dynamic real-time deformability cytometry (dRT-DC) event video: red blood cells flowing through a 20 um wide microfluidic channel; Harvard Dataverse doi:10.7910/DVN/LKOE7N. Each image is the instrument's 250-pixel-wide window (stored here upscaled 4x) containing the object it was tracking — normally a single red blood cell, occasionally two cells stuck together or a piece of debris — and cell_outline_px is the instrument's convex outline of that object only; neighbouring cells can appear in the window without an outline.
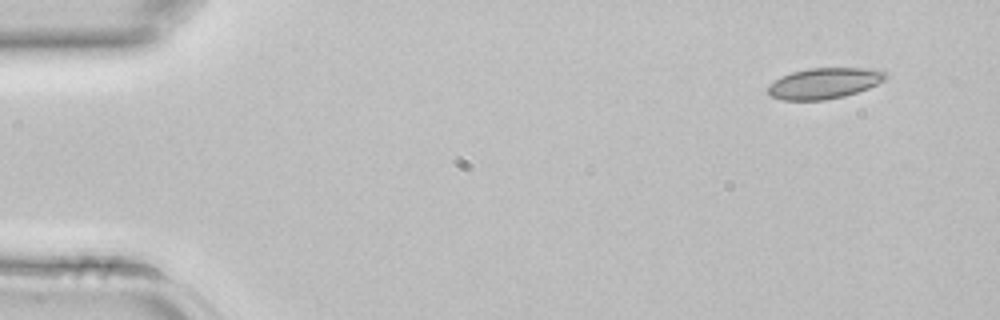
{"species": "common noctule bat (a hibernating species)", "species_latin": "Nyctalus noctula", "temperature_condition": "room temperature", "stored_images_in_passage": 4, "camera_frame_rate_fps": 3000, "um_per_image_px": 0.085, "animal": {"sex": "female", "body_mass_g": 22.7, "forearm_length_mm": 54.2}, "frame": {"image": 1, "passage_image": 1, "time_ms": 0.0, "image_size_px": [1000, 320], "cell_outline_px": [[888, 76], [884, 80], [868, 88], [844, 96], [824, 100], [780, 100], [772, 96], [768, 92], [768, 84], [780, 76], [792, 72], [808, 68], [876, 68], [884, 72]], "centroid_in_image_um": [70.04, 7.07], "position_along_channel_um": 15.0, "area_um2": 21.21}}
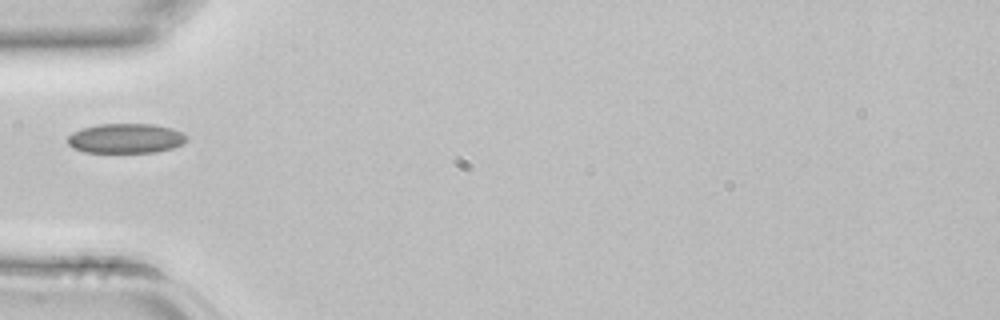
{"frame": {"image": 2, "passage_image": 4, "time_ms": 1.0, "image_size_px": [1000, 320], "cell_outline_px": [[188, 140], [184, 144], [172, 148], [156, 152], [84, 152], [72, 148], [68, 144], [68, 136], [72, 132], [80, 128], [96, 124], [152, 124], [172, 128], [188, 136]], "centroid_in_image_um": [10.68, 11.76], "position_along_channel_um": 74.3, "area_um2": 20.81}}